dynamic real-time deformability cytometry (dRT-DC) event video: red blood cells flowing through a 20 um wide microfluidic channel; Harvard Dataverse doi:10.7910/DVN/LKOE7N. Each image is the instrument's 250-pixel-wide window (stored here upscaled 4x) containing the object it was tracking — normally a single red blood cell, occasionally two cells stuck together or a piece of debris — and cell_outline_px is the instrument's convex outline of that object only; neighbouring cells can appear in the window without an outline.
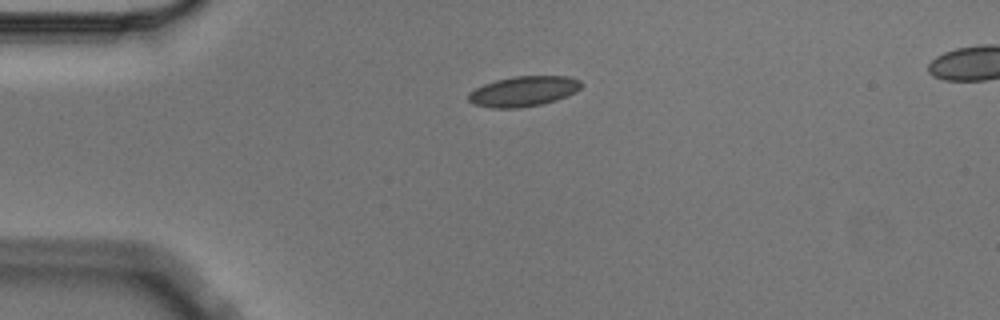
{"species": "Egyptian fruit bat (a non-hibernating species)", "species_latin": "Rousettus aegyptiacus", "temperature_condition": "cold", "stored_images_in_passage": 3, "segment_of_instrument_passage": [1, 2], "camera_frame_rate_fps": 3000, "um_per_image_px": 0.085, "animal": {"sex": "male"}, "frame": {"image": 1, "passage_image": 1, "time_ms": 0.0, "image_size_px": [1000, 320], "cell_outline_px": [[584, 84], [576, 92], [556, 100], [540, 104], [520, 108], [492, 108], [476, 104], [468, 100], [468, 92], [484, 84], [496, 80], [512, 76], [568, 76], [580, 80]], "centroid_in_image_um": [44.51, 7.75], "position_along_channel_um": 40.5, "area_um2": 19.88}}